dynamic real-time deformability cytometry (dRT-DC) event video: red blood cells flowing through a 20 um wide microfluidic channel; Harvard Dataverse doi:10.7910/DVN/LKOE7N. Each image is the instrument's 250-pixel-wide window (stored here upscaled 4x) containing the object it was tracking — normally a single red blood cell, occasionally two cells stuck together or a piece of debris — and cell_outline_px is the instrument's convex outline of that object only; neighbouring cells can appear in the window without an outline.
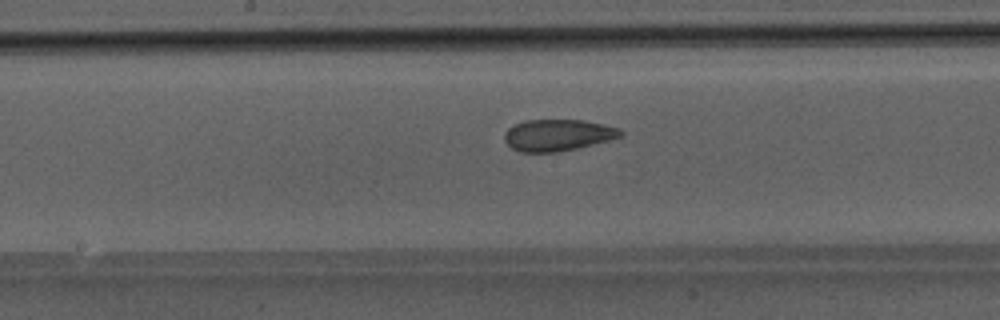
{"species": "Egyptian fruit bat (a non-hibernating species)", "species_latin": "Rousettus aegyptiacus", "temperature_condition": "room temperature", "stored_images_in_passage": 41, "camera_frame_rate_fps": 3000, "um_per_image_px": 0.085, "animal": {"sex": "male"}, "frame": {"image": 1, "passage_image": 18, "time_ms": 5.667, "image_size_px": [1000, 320], "cell_outline_px": [[624, 136], [576, 148], [556, 152], [520, 152], [512, 148], [504, 140], [504, 132], [508, 128], [524, 120], [584, 120], [620, 128], [624, 132]], "centroid_in_image_um": [47.41, 11.48], "position_along_channel_um": 200.8, "area_um2": 21.33}}
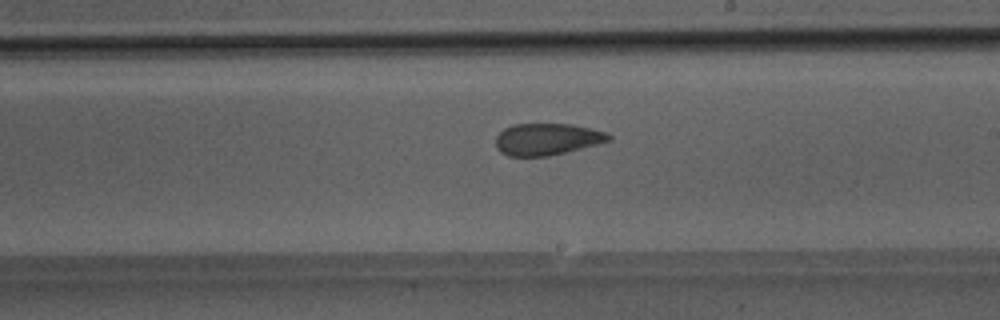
{"frame": {"image": 2, "passage_image": 21, "time_ms": 6.667, "image_size_px": [1000, 320], "cell_outline_px": [[612, 140], [548, 156], [508, 156], [500, 152], [496, 148], [496, 136], [504, 128], [512, 124], [572, 124], [604, 132], [612, 136]], "centroid_in_image_um": [46.45, 11.83], "position_along_channel_um": 242.6, "area_um2": 20.75}}
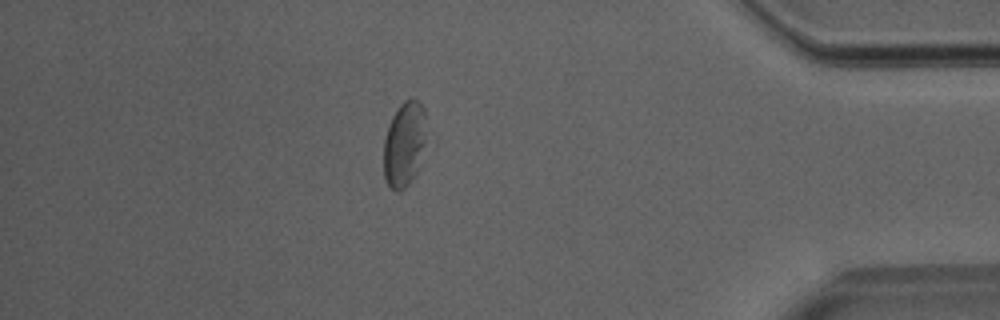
{"frame": {"image": 3, "passage_image": 35, "time_ms": 11.333, "image_size_px": [1000, 320], "cell_outline_px": [[428, 144], [420, 168], [408, 184], [400, 192], [396, 192], [388, 188], [384, 176], [384, 140], [388, 124], [392, 116], [400, 104], [404, 100], [412, 96], [424, 108], [428, 140]], "centroid_in_image_um": [34.41, 12.27], "position_along_channel_um": 400.8, "area_um2": 22.25}}